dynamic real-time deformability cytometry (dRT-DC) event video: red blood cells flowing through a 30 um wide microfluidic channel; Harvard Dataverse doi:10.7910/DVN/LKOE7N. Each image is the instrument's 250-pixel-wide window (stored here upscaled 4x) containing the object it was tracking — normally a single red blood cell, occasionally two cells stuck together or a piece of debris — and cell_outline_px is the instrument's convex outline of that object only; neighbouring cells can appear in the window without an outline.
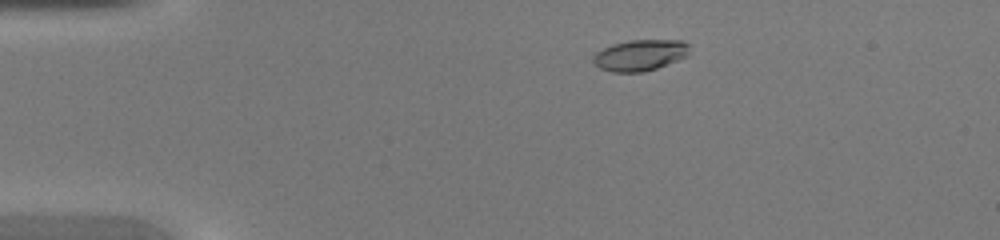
{"species": "common noctule bat (a hibernating species)", "species_latin": "Nyctalus noctula", "temperature_condition": "warm", "stored_images_in_passage": 40, "camera_frame_rate_fps": 3000, "um_per_image_px": 0.085, "animal": {"sex": "female", "body_mass_g": 20.0, "forearm_length_mm": 54.0}, "frame": {"image": 1, "passage_image": 3, "time_ms": 0.667, "image_size_px": [1000, 240], "cell_outline_px": [[688, 56], [656, 68], [644, 72], [612, 72], [600, 68], [592, 64], [592, 56], [596, 52], [612, 44], [628, 40], [680, 40], [688, 44]], "centroid_in_image_um": [54.36, 4.69], "position_along_channel_um": 30.6, "area_um2": 17.51}}
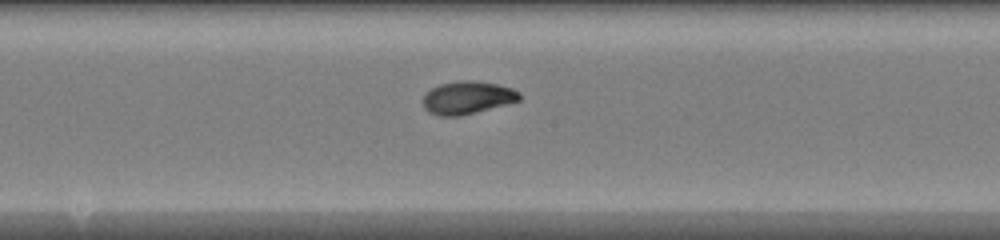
{"frame": {"image": 2, "passage_image": 19, "time_ms": 6.0, "image_size_px": [1000, 240], "cell_outline_px": [[520, 100], [476, 112], [460, 116], [440, 116], [428, 112], [424, 108], [424, 96], [432, 88], [440, 84], [456, 80], [472, 80], [496, 84], [512, 88], [520, 92]], "centroid_in_image_um": [39.72, 8.29], "position_along_channel_um": 208.5, "area_um2": 18.32}}
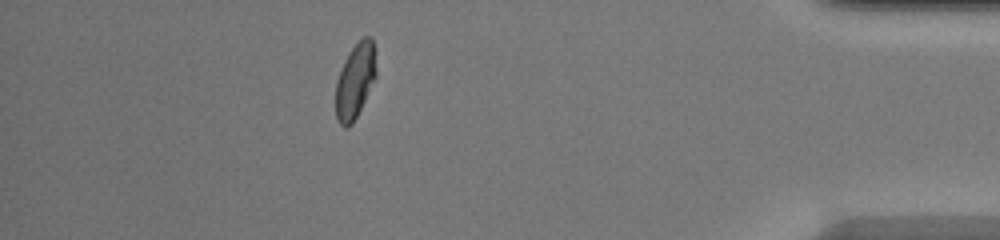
{"frame": {"image": 3, "passage_image": 35, "time_ms": 11.333, "image_size_px": [1000, 240], "cell_outline_px": [[376, 76], [352, 124], [344, 128], [336, 120], [336, 80], [340, 68], [348, 52], [364, 36], [372, 36], [376, 68]], "centroid_in_image_um": [30.16, 6.85], "position_along_channel_um": 405.0, "area_um2": 17.51}}